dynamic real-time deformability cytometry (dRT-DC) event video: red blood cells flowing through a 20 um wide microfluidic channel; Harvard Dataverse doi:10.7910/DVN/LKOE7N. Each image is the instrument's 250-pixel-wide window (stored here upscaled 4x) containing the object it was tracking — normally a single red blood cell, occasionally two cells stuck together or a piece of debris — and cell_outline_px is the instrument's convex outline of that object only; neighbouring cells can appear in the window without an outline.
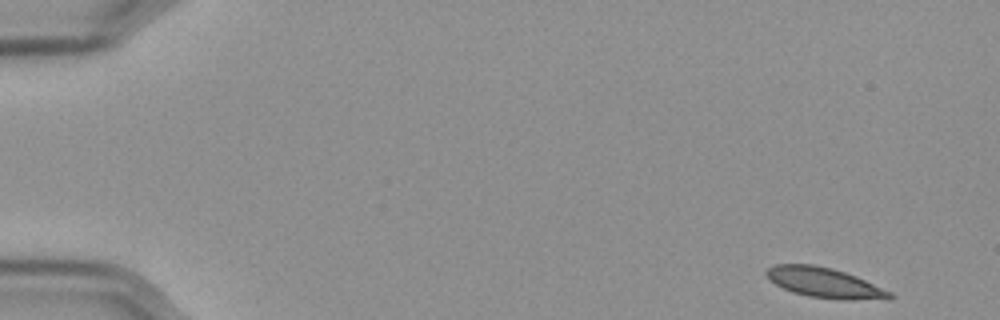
{"species": "Egyptian fruit bat (a non-hibernating species)", "species_latin": "Rousettus aegyptiacus", "temperature_condition": "cold", "stored_images_in_passage": 55, "camera_frame_rate_fps": 3000, "um_per_image_px": 0.085, "frame": {"image": 1, "passage_image": 1, "time_ms": 0.0, "image_size_px": [1000, 320], "cell_outline_px": [[896, 296], [892, 300], [840, 300], [808, 296], [792, 292], [768, 280], [764, 272], [768, 268], [776, 264], [812, 264], [832, 268], [856, 276], [892, 292]], "centroid_in_image_um": [70.14, 24.05], "position_along_channel_um": 14.9, "area_um2": 21.96}}
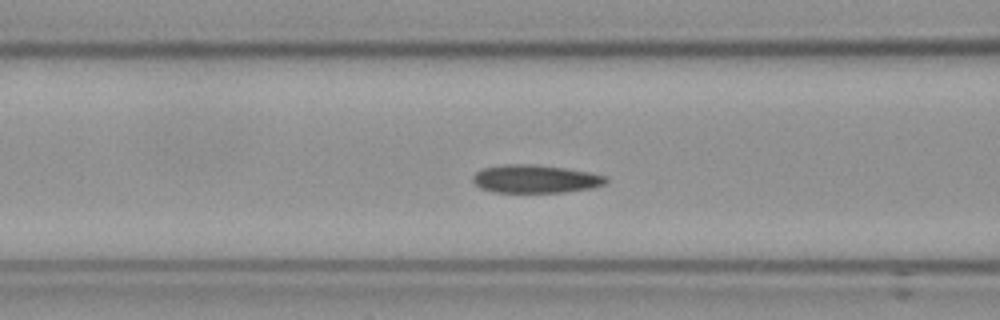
{"frame": {"image": 2, "passage_image": 21, "time_ms": 6.667, "image_size_px": [1000, 320], "cell_outline_px": [[608, 180], [604, 184], [592, 188], [564, 192], [496, 192], [480, 188], [472, 180], [472, 176], [480, 168], [504, 164], [536, 164], [564, 168], [588, 172], [608, 176]], "centroid_in_image_um": [45.49, 15.2], "position_along_channel_um": 121.1, "area_um2": 21.91}}
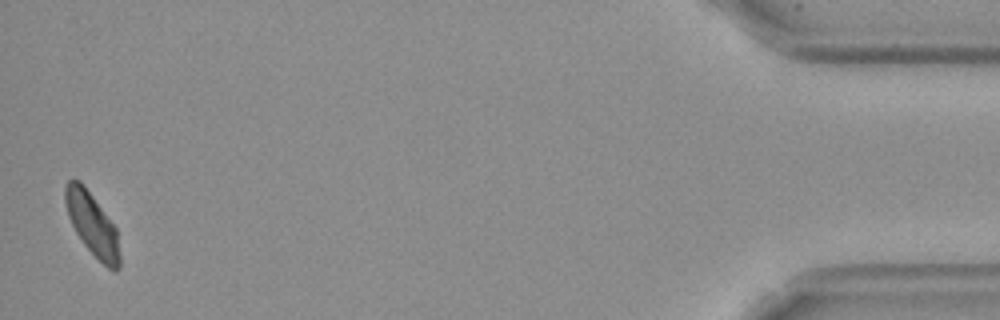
{"frame": {"image": 3, "passage_image": 54, "time_ms": 17.667, "image_size_px": [1000, 320], "cell_outline_px": [[120, 268], [116, 272], [108, 268], [84, 244], [76, 232], [68, 216], [64, 200], [64, 188], [68, 180], [80, 180], [84, 184], [116, 228], [120, 256]], "centroid_in_image_um": [7.83, 19.04], "position_along_channel_um": 427.4, "area_um2": 19.71}, "authors_computed_cell_mechanics": {"area_um2": 21.7906, "velocity_mm_per_s": 3.5403, "shape_relaxation_time_tau1_ms": null, "shape_relaxation_time_tau2_ms": 2.7815, "deformation_change_tau1": null, "deformation_change_tau2": 0.057}}